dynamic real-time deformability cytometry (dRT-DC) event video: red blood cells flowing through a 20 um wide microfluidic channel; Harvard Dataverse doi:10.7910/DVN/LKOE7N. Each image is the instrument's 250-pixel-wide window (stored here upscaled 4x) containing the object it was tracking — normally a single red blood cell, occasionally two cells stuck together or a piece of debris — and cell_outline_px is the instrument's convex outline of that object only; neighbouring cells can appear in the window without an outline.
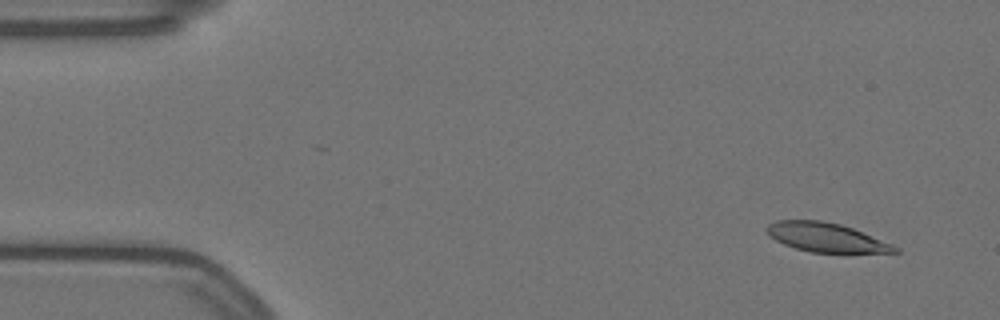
{"species": "Egyptian fruit bat (a non-hibernating species)", "species_latin": "Rousettus aegyptiacus", "temperature_condition": "warm", "stored_images_in_passage": 57, "camera_frame_rate_fps": 3000, "um_per_image_px": 0.085, "animal": {"sex": "female"}, "frame": {"image": 1, "passage_image": 4, "time_ms": 1.0, "image_size_px": [1000, 320], "cell_outline_px": [[900, 252], [808, 252], [784, 244], [768, 236], [764, 228], [768, 224], [776, 220], [820, 220], [840, 224], [852, 228], [892, 244], [900, 248]], "centroid_in_image_um": [70.16, 20.17], "position_along_channel_um": 14.8, "area_um2": 21.56}}
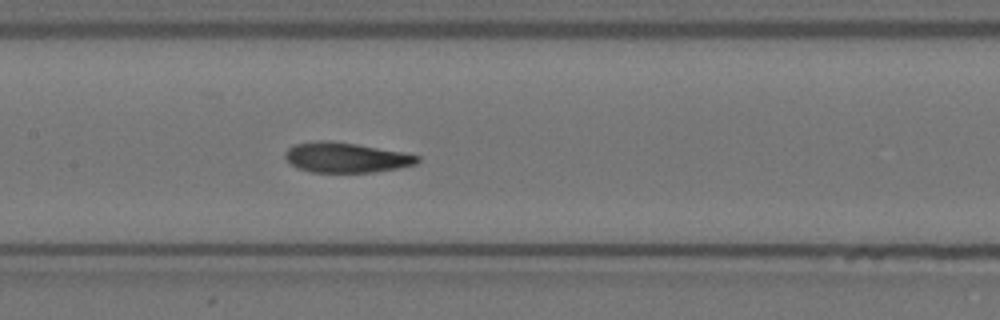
{"frame": {"image": 2, "passage_image": 27, "time_ms": 8.667, "image_size_px": [1000, 320], "cell_outline_px": [[420, 160], [416, 164], [396, 168], [372, 172], [312, 172], [296, 168], [284, 156], [284, 152], [288, 148], [296, 144], [320, 140], [328, 140], [356, 144], [404, 152], [420, 156]], "centroid_in_image_um": [29.4, 13.38], "position_along_channel_um": 178.0, "area_um2": 23.06}}
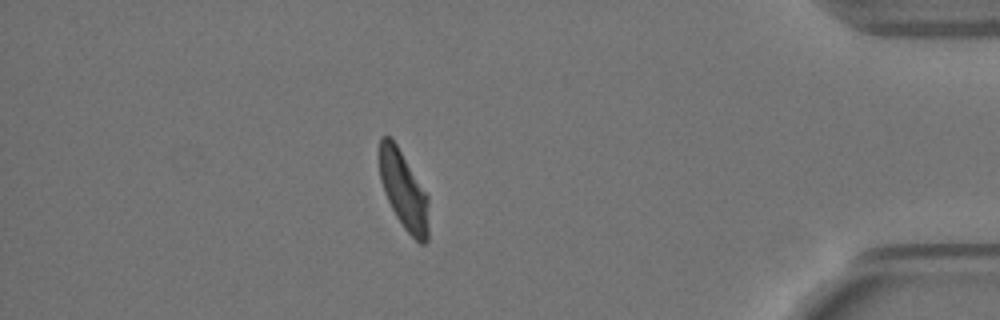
{"frame": {"image": 3, "passage_image": 50, "time_ms": 16.333, "image_size_px": [1000, 320], "cell_outline_px": [[428, 240], [424, 244], [420, 244], [404, 228], [396, 216], [384, 192], [380, 180], [380, 136], [388, 136], [396, 144], [428, 196]], "centroid_in_image_um": [34.32, 16.21], "position_along_channel_um": 400.9, "area_um2": 21.96}, "authors_computed_cell_mechanics": {"area_um2": 23.3512, "velocity_mm_per_s": 3.4859, "shape_relaxation_time_tau1_ms": 10.1518, "shape_relaxation_time_tau2_ms": 2.1034, "deformation_change_tau1": 0.2732, "deformation_change_tau2": 0.0839}}